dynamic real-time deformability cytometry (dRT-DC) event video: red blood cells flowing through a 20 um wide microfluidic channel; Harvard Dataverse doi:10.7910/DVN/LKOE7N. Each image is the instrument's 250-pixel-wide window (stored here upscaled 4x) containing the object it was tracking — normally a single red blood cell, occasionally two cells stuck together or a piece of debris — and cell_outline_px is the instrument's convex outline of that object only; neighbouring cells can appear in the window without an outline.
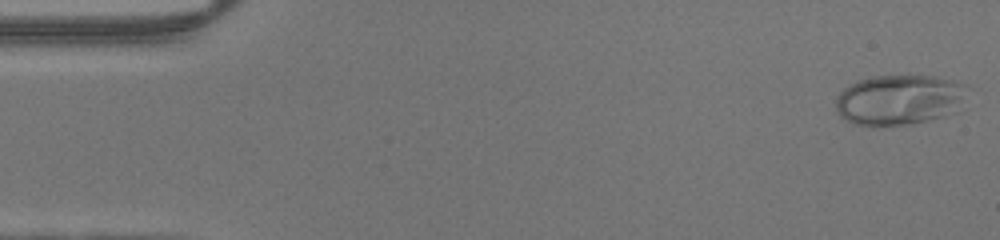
{"species": "human", "species_latin": "Homo sapiens", "temperature_condition": "warm", "stored_images_in_passage": 47, "camera_frame_rate_fps": 3000, "um_per_image_px": 0.085, "donor": {"sex": "male"}, "frame": {"image": 1, "passage_image": 1, "time_ms": 0.0, "image_size_px": [1000, 240], "cell_outline_px": [[960, 84], [956, 112], [944, 116], [928, 120], [908, 124], [852, 124], [840, 116], [836, 108], [836, 96], [844, 88], [860, 80], [872, 76], [932, 76], [952, 80]], "centroid_in_image_um": [76.3, 8.48], "position_along_channel_um": 8.7, "area_um2": 37.05}}
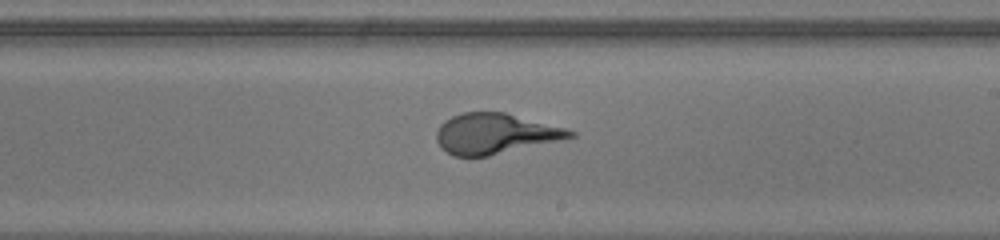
{"frame": {"image": 2, "passage_image": 27, "time_ms": 8.667, "image_size_px": [1000, 240], "cell_outline_px": [[576, 136], [560, 140], [488, 156], [452, 156], [440, 148], [436, 140], [436, 132], [440, 124], [444, 120], [460, 112], [504, 112], [564, 128], [576, 132]], "centroid_in_image_um": [42.02, 11.36], "position_along_channel_um": 247.0, "area_um2": 31.33}}
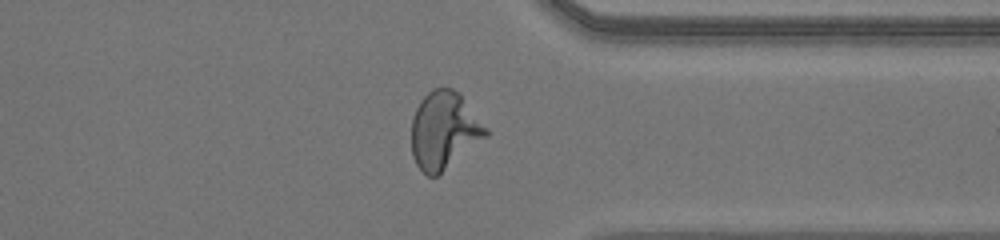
{"frame": {"image": 3, "passage_image": 36, "time_ms": 11.667, "image_size_px": [1000, 240], "cell_outline_px": [[488, 136], [436, 176], [428, 176], [416, 164], [412, 156], [412, 116], [420, 100], [432, 88], [452, 88], [460, 96], [488, 128]], "centroid_in_image_um": [37.73, 11.09], "position_along_channel_um": 373.7, "area_um2": 33.06}}